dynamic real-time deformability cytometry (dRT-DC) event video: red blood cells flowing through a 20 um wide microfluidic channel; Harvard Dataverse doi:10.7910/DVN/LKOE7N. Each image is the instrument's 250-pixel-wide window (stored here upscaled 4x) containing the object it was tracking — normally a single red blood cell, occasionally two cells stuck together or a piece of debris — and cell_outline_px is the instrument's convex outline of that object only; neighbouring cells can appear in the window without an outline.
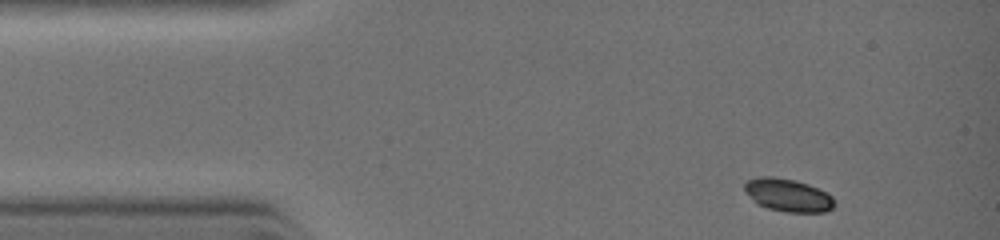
{"species": "common noctule bat (a hibernating species)", "species_latin": "Nyctalus noctula", "temperature_condition": "warm", "stored_images_in_passage": 20, "camera_frame_rate_fps": 3000, "um_per_image_px": 0.085, "animal": {"sex": "female", "body_mass_g": 19.0, "forearm_length_mm": 51.5}, "frame": {"image": 1, "passage_image": 1, "time_ms": 0.0, "image_size_px": [1000, 240], "cell_outline_px": [[836, 204], [832, 208], [824, 212], [784, 212], [768, 208], [756, 204], [752, 200], [744, 188], [744, 184], [748, 180], [760, 176], [772, 176], [792, 180], [808, 184], [832, 196]], "centroid_in_image_um": [66.96, 16.6], "position_along_channel_um": 18.0, "area_um2": 17.11}}
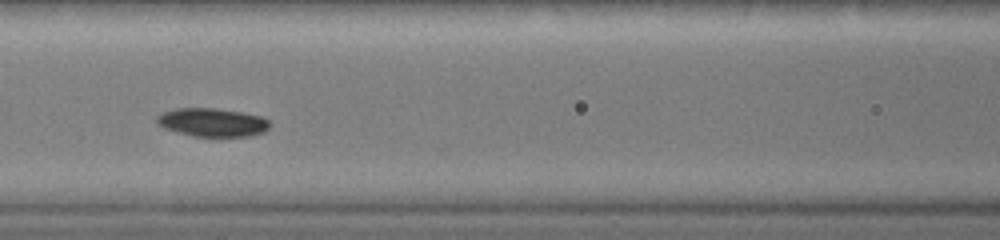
{"frame": {"image": 2, "passage_image": 12, "time_ms": 3.667, "image_size_px": [1000, 240], "cell_outline_px": [[268, 128], [264, 132], [248, 136], [192, 136], [164, 128], [156, 120], [156, 116], [164, 112], [176, 108], [212, 108], [240, 112], [260, 116], [268, 120]], "centroid_in_image_um": [18.03, 10.4], "position_along_channel_um": 148.6, "area_um2": 18.38}}
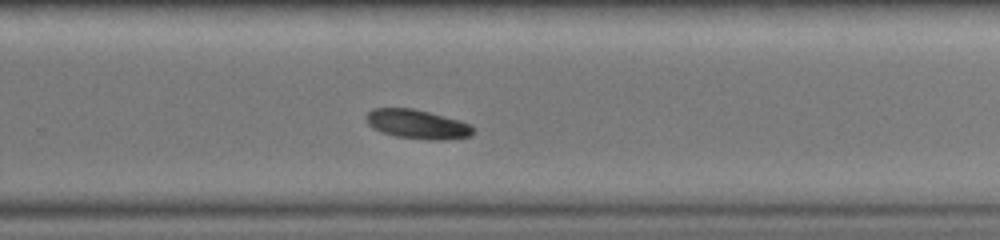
{"frame": {"image": 3, "passage_image": 20, "time_ms": 6.333, "image_size_px": [1000, 240], "cell_outline_px": [[476, 132], [472, 136], [444, 140], [428, 140], [396, 136], [372, 128], [368, 124], [364, 116], [372, 108], [412, 108], [460, 120], [476, 128]], "centroid_in_image_um": [35.5, 10.56], "position_along_channel_um": 294.3, "area_um2": 18.32}}